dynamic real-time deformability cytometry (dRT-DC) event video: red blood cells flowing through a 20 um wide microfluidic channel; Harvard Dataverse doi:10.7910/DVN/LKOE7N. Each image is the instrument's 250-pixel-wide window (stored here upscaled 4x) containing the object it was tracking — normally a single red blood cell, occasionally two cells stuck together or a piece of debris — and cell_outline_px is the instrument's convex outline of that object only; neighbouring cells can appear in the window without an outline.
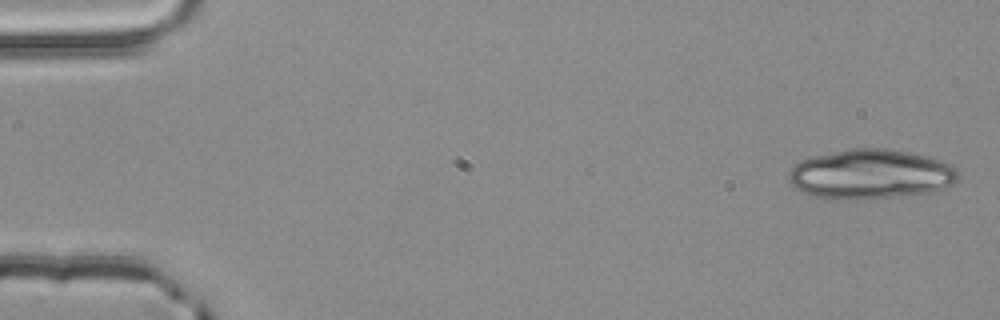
{"species": "common noctule bat (a hibernating species)", "species_latin": "Nyctalus noctula", "temperature_condition": "room temperature", "stored_images_in_passage": 4, "camera_frame_rate_fps": 3000, "um_per_image_px": 0.085, "animal": {"sex": "male", "body_mass_g": 20.4}, "frame": {"image": 1, "passage_image": 1, "time_ms": 0.0, "image_size_px": [1000, 320], "cell_outline_px": [[960, 176], [952, 184], [944, 188], [928, 192], [904, 196], [816, 196], [804, 192], [796, 188], [788, 180], [788, 172], [800, 160], [812, 156], [848, 148], [888, 148], [908, 152], [940, 160], [952, 164], [956, 168]], "centroid_in_image_um": [74.04, 14.74], "position_along_channel_um": 11.0, "area_um2": 47.86}}